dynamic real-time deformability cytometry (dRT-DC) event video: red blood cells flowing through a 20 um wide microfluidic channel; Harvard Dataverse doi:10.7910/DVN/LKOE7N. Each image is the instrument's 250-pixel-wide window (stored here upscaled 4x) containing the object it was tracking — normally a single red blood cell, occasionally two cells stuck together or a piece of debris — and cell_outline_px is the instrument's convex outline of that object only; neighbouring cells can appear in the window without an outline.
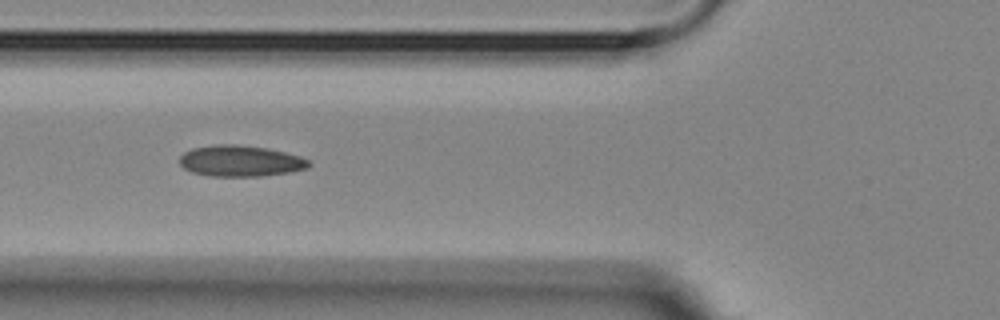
{"species": "Egyptian fruit bat (a non-hibernating species)", "species_latin": "Rousettus aegyptiacus", "temperature_condition": "room temperature", "stored_images_in_passage": 14, "camera_frame_rate_fps": 3000, "um_per_image_px": 0.085, "animal": {"sex": "female"}, "frame": {"image": 1, "passage_image": 5, "time_ms": 5.667, "image_size_px": [1000, 320], "cell_outline_px": [[312, 164], [308, 168], [288, 172], [260, 176], [212, 176], [192, 172], [184, 168], [180, 164], [180, 156], [184, 152], [192, 148], [220, 144], [232, 144], [264, 148], [284, 152], [300, 156], [308, 160]], "centroid_in_image_um": [20.43, 13.68], "position_along_channel_um": 105.4, "area_um2": 23.18}}
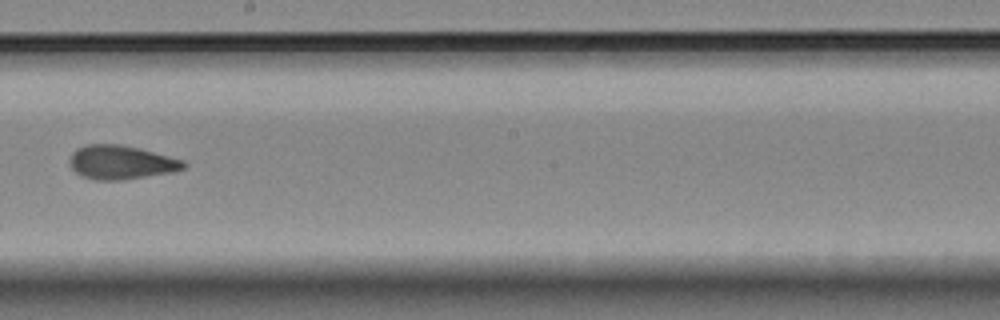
{"frame": {"image": 2, "passage_image": 8, "time_ms": 9.333, "image_size_px": [1000, 320], "cell_outline_px": [[188, 164], [184, 168], [172, 172], [124, 180], [96, 180], [84, 176], [76, 172], [72, 168], [68, 160], [72, 152], [76, 148], [88, 144], [120, 144], [140, 148], [184, 160]], "centroid_in_image_um": [10.29, 13.79], "position_along_channel_um": 237.9, "area_um2": 22.6}}
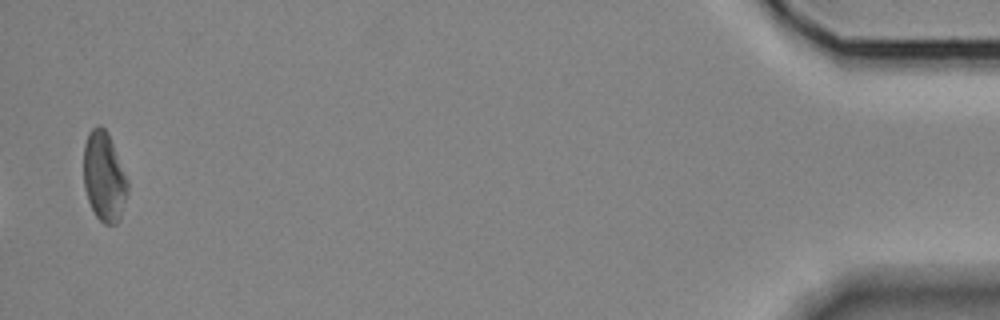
{"frame": {"image": 3, "passage_image": 14, "time_ms": 17.0, "image_size_px": [1000, 320], "cell_outline_px": [[128, 192], [120, 220], [116, 224], [104, 224], [96, 216], [88, 200], [84, 188], [84, 144], [88, 132], [96, 124], [100, 124], [108, 132], [128, 180]], "centroid_in_image_um": [8.85, 15.01], "position_along_channel_um": 426.3, "area_um2": 23.18}, "authors_computed_cell_mechanics": {"area_um2": 22.542, "velocity_mm_per_s": 3.616, "shape_relaxation_time_tau1_ms": 11.1643, "shape_relaxation_time_tau2_ms": 2.3349, "deformation_change_tau1": 0.2091, "deformation_change_tau2": 0.064}}